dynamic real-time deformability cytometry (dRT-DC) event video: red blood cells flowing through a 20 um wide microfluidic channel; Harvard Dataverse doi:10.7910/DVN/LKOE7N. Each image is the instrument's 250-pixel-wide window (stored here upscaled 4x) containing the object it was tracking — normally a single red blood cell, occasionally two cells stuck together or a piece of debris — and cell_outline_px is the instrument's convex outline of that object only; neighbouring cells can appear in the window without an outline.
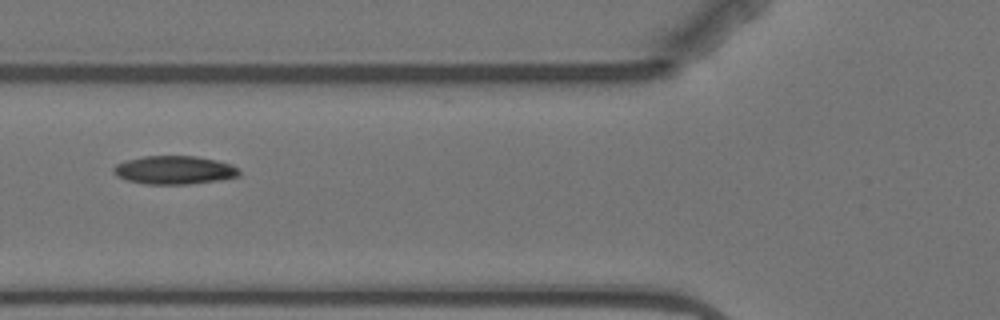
{"species": "Egyptian fruit bat (a non-hibernating species)", "species_latin": "Rousettus aegyptiacus", "temperature_condition": "warm", "stored_images_in_passage": 5, "camera_frame_rate_fps": 3000, "um_per_image_px": 0.085, "animal": {"sex": "female"}, "frame": {"image": 1, "passage_image": 4, "time_ms": 4.333, "image_size_px": [1000, 320], "cell_outline_px": [[240, 176], [220, 180], [188, 184], [144, 184], [128, 180], [116, 176], [112, 172], [112, 168], [116, 164], [124, 160], [144, 156], [196, 156], [216, 160], [232, 164], [240, 172]], "centroid_in_image_um": [14.79, 14.45], "position_along_channel_um": 111.0, "area_um2": 20.92}}
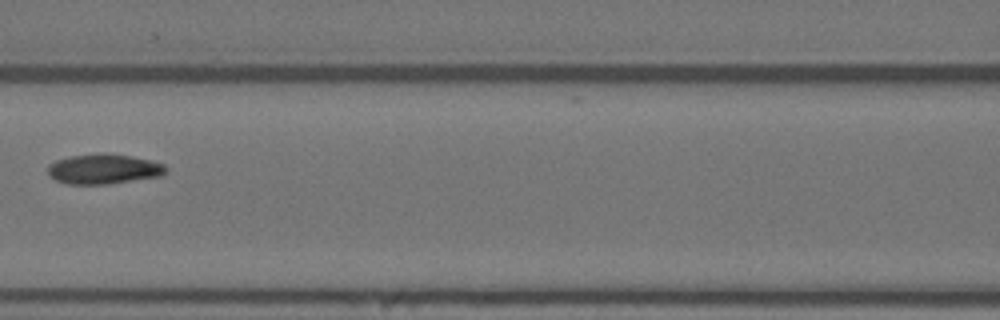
{"frame": {"image": 2, "passage_image": 5, "time_ms": 5.667, "image_size_px": [1000, 320], "cell_outline_px": [[168, 172], [160, 176], [108, 184], [68, 184], [56, 180], [48, 172], [48, 164], [56, 160], [72, 156], [128, 156], [148, 160], [164, 164], [168, 168]], "centroid_in_image_um": [8.83, 14.41], "position_along_channel_um": 157.8, "area_um2": 19.71}}